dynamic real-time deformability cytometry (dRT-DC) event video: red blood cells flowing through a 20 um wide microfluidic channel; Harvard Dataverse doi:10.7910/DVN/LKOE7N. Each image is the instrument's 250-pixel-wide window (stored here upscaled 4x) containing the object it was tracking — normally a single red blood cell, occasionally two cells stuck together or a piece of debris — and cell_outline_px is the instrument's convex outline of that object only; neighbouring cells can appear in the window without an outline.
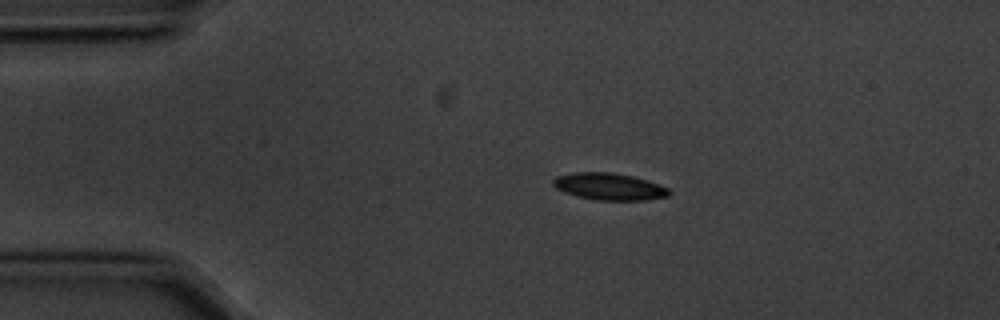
{"species": "common noctule bat (a hibernating species)", "species_latin": "Nyctalus noctula", "temperature_condition": "cold", "stored_images_in_passage": 46, "camera_frame_rate_fps": 3000, "um_per_image_px": 0.085, "animal": {"sex": "male", "body_mass_g": 20.1, "forearm_length_mm": 53.5}, "frame": {"image": 1, "passage_image": 1, "time_ms": 0.0, "image_size_px": [1000, 320], "cell_outline_px": [[672, 192], [668, 196], [648, 200], [596, 200], [576, 196], [564, 192], [556, 188], [552, 184], [552, 180], [556, 176], [572, 172], [612, 172], [632, 176], [668, 188]], "centroid_in_image_um": [51.74, 15.86], "position_along_channel_um": 33.3, "area_um2": 18.21}}
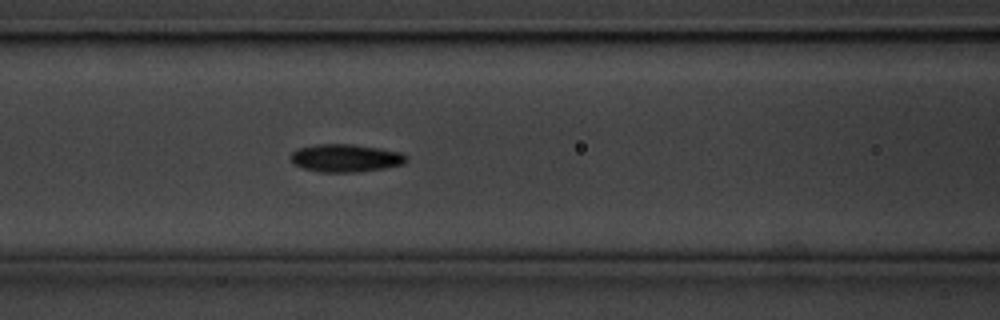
{"frame": {"image": 2, "passage_image": 13, "time_ms": 4.0, "image_size_px": [1000, 320], "cell_outline_px": [[408, 160], [404, 164], [384, 168], [356, 172], [320, 172], [304, 168], [296, 164], [292, 160], [292, 152], [296, 148], [316, 144], [352, 144], [380, 148], [400, 152], [408, 156]], "centroid_in_image_um": [29.41, 13.42], "position_along_channel_um": 137.2, "area_um2": 18.73}}
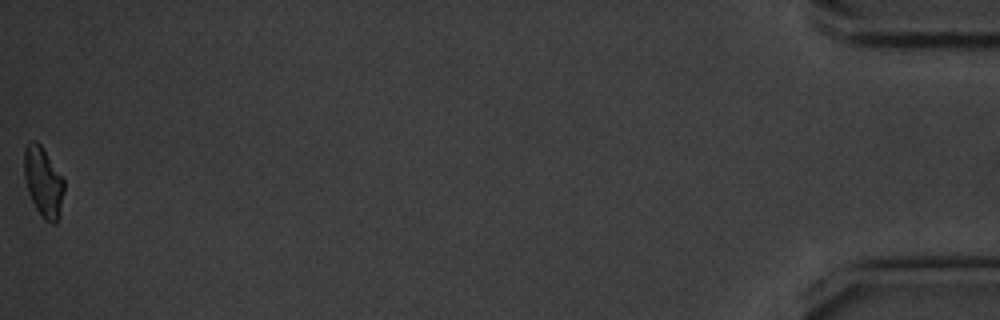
{"frame": {"image": 3, "passage_image": 46, "time_ms": 15.0, "image_size_px": [1000, 320], "cell_outline_px": [[64, 192], [60, 216], [56, 224], [52, 224], [44, 220], [36, 208], [28, 192], [24, 176], [24, 148], [28, 140], [36, 140], [40, 144], [64, 180]], "centroid_in_image_um": [3.68, 15.48], "position_along_channel_um": 431.5, "area_um2": 16.36}, "authors_computed_cell_mechanics": {"area_um2": 17.8313, "velocity_mm_per_s": 3.5697, "shape_relaxation_time_tau1_ms": 2.861, "shape_relaxation_time_tau2_ms": null, "deformation_change_tau1": 0.1139, "deformation_change_tau2": null}}